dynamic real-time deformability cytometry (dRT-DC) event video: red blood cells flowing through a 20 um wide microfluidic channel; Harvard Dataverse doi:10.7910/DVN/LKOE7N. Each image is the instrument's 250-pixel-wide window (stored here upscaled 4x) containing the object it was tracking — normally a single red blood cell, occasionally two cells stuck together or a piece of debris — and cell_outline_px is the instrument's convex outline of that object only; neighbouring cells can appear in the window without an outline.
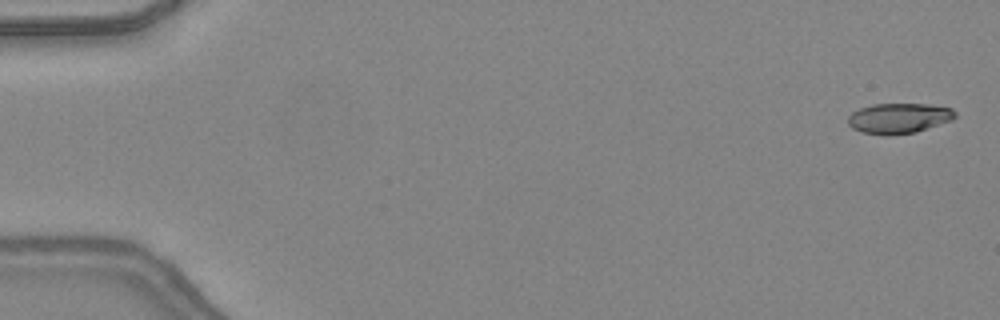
{"species": "common noctule bat (a hibernating species)", "species_latin": "Nyctalus noctula", "temperature_condition": "warm", "stored_images_in_passage": 48, "camera_frame_rate_fps": 3000, "um_per_image_px": 0.085, "animal": {"sex": "female", "body_mass_g": 24.6, "forearm_length_mm": 56.2}, "frame": {"image": 1, "passage_image": 2, "time_ms": 0.333, "image_size_px": [1000, 320], "cell_outline_px": [[956, 116], [952, 120], [916, 132], [888, 136], [884, 136], [860, 132], [852, 128], [848, 124], [848, 116], [852, 112], [860, 108], [872, 104], [924, 104], [952, 108], [956, 112]], "centroid_in_image_um": [76.37, 10.06], "position_along_channel_um": 8.6, "area_um2": 19.07}}
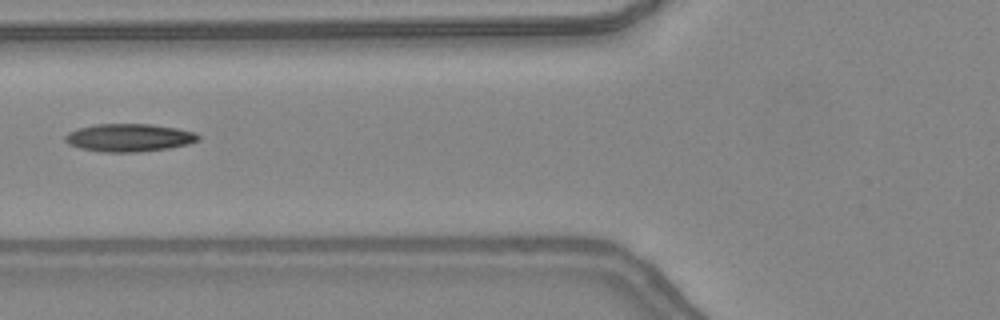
{"frame": {"image": 2, "passage_image": 20, "time_ms": 6.333, "image_size_px": [1000, 320], "cell_outline_px": [[200, 140], [188, 144], [168, 148], [136, 152], [104, 152], [80, 148], [68, 144], [64, 140], [64, 136], [68, 132], [80, 128], [96, 124], [152, 124], [176, 128], [196, 132], [200, 136]], "centroid_in_image_um": [10.98, 11.7], "position_along_channel_um": 114.8, "area_um2": 21.62}}
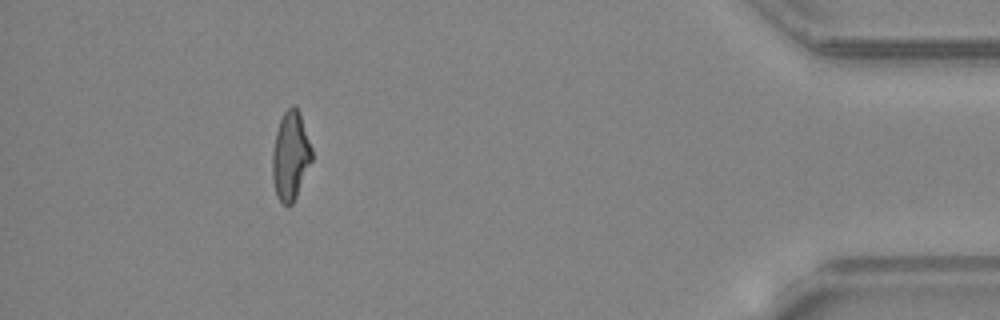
{"frame": {"image": 3, "passage_image": 44, "time_ms": 14.333, "image_size_px": [1000, 320], "cell_outline_px": [[312, 160], [296, 196], [292, 204], [284, 204], [276, 196], [272, 180], [272, 152], [276, 132], [280, 120], [284, 112], [292, 104], [300, 112], [312, 148]], "centroid_in_image_um": [24.68, 13.23], "position_along_channel_um": 410.5, "area_um2": 20.29}, "authors_computed_cell_mechanics": {"area_um2": 20.519, "velocity_mm_per_s": 4.3993, "shape_relaxation_time_tau1_ms": null, "shape_relaxation_time_tau2_ms": 2.6138, "deformation_change_tau1": null, "deformation_change_tau2": 0.1208}}